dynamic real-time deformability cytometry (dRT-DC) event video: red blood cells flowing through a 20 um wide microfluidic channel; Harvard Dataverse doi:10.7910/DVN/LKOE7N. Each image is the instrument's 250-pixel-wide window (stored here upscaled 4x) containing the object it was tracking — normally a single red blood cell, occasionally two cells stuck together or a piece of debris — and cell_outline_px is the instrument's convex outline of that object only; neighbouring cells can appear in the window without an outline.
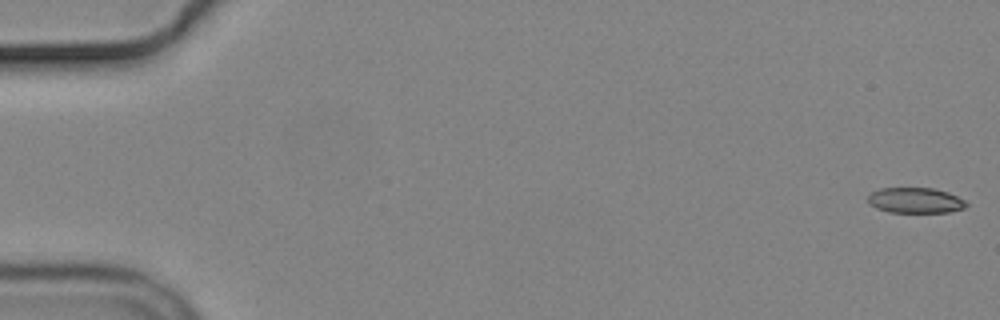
{"species": "common noctule bat (a hibernating species)", "species_latin": "Nyctalus noctula", "temperature_condition": "cold", "stored_images_in_passage": 6, "camera_frame_rate_fps": 3000, "um_per_image_px": 0.085, "animal": {"sex": "male", "body_mass_g": 19.2, "forearm_length_mm": 51.8}, "frame": {"image": 1, "passage_image": 1, "time_ms": 0.0, "image_size_px": [1000, 320], "cell_outline_px": [[968, 204], [964, 208], [948, 212], [888, 212], [876, 208], [868, 204], [868, 196], [872, 192], [880, 188], [932, 188], [948, 192], [964, 200]], "centroid_in_image_um": [77.78, 17.03], "position_along_channel_um": 7.2, "area_um2": 14.57}}